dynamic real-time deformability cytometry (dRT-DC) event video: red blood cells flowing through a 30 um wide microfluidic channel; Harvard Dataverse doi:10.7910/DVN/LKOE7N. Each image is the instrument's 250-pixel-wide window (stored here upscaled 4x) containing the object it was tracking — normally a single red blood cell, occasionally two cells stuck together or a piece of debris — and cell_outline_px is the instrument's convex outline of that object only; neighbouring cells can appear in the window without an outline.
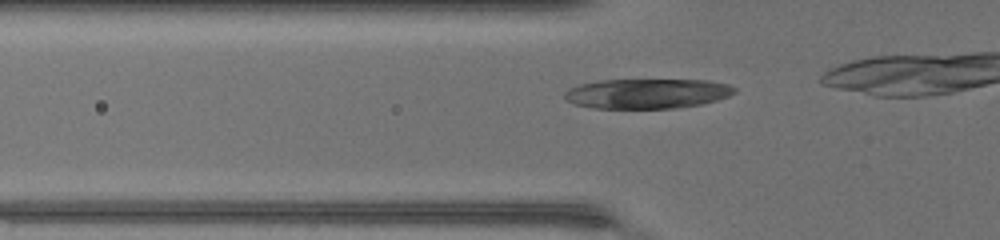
{"species": "common noctule bat (a hibernating species)", "species_latin": "Nyctalus noctula", "temperature_condition": "warm", "stored_images_in_passage": 12, "camera_frame_rate_fps": 3000, "um_per_image_px": 0.085, "animal": {"sex": "female", "body_mass_g": 17.0, "forearm_length_mm": 48.0}, "frame": {"image": 1, "passage_image": 4, "time_ms": 1.0, "image_size_px": [1000, 240], "cell_outline_px": [[736, 92], [728, 96], [704, 104], [676, 108], [592, 108], [576, 104], [564, 100], [564, 92], [568, 88], [580, 84], [600, 80], [708, 80], [728, 84], [736, 88]], "centroid_in_image_um": [55.0, 7.95], "position_along_channel_um": 70.8, "area_um2": 29.71}}
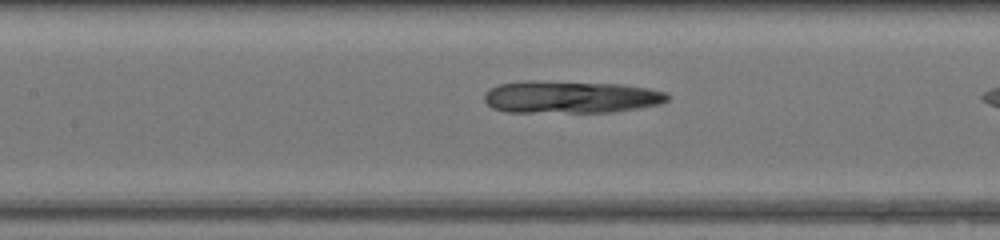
{"frame": {"image": 2, "passage_image": 10, "time_ms": 3.0, "image_size_px": [1000, 240], "cell_outline_px": [[668, 100], [660, 104], [612, 112], [504, 112], [492, 108], [484, 100], [484, 92], [488, 88], [500, 84], [524, 80], [532, 80], [624, 84], [648, 88], [664, 92], [668, 96]], "centroid_in_image_um": [48.44, 8.24], "position_along_channel_um": 159.0, "area_um2": 34.85}}